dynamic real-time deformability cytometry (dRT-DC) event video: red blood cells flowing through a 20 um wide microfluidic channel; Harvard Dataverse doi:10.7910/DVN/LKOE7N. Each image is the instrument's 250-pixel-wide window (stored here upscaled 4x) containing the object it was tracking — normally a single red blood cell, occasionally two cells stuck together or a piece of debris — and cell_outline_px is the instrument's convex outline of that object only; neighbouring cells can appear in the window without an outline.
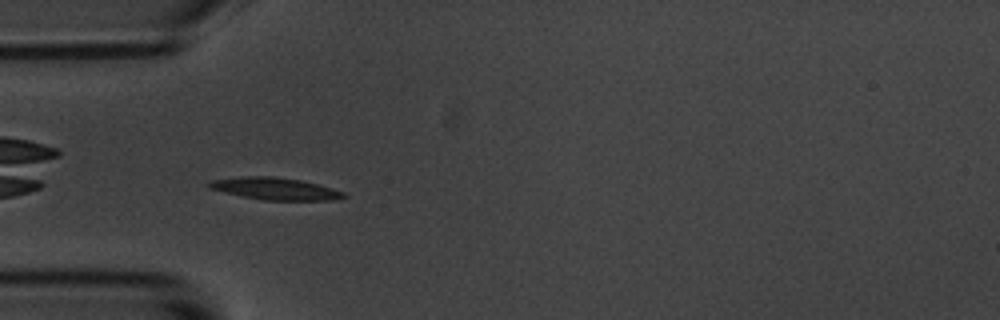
{"species": "common noctule bat (a hibernating species)", "species_latin": "Nyctalus noctula", "temperature_condition": "room temperature", "stored_images_in_passage": 7, "camera_frame_rate_fps": 3000, "um_per_image_px": 0.085, "animal": {"sex": "male", "body_mass_g": 20.1, "forearm_length_mm": 53.5}, "frame": {"image": 1, "passage_image": 5, "time_ms": 4.333, "image_size_px": [1000, 320], "cell_outline_px": [[348, 196], [332, 200], [264, 200], [224, 192], [208, 188], [208, 184], [212, 180], [240, 176], [272, 176], [300, 180], [332, 188], [344, 192]], "centroid_in_image_um": [23.38, 16.03], "position_along_channel_um": 61.6, "area_um2": 17.17}}
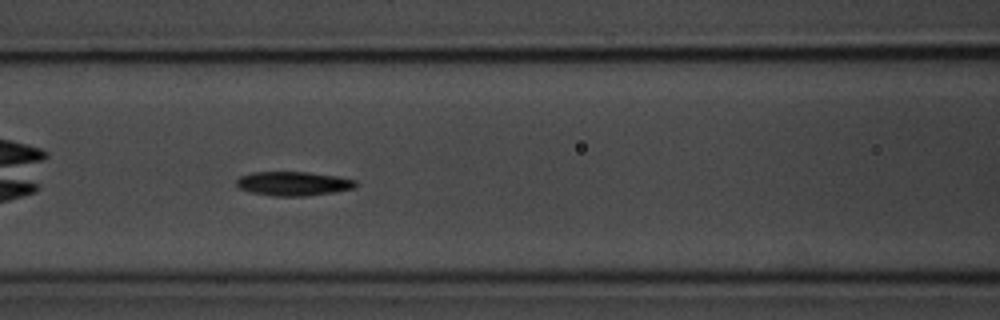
{"frame": {"image": 2, "passage_image": 7, "time_ms": 6.667, "image_size_px": [1000, 320], "cell_outline_px": [[360, 184], [356, 188], [332, 192], [304, 196], [272, 196], [252, 192], [240, 188], [236, 184], [236, 180], [240, 176], [252, 172], [308, 172], [336, 176], [356, 180]], "centroid_in_image_um": [24.96, 15.6], "position_along_channel_um": 141.6, "area_um2": 16.76}}